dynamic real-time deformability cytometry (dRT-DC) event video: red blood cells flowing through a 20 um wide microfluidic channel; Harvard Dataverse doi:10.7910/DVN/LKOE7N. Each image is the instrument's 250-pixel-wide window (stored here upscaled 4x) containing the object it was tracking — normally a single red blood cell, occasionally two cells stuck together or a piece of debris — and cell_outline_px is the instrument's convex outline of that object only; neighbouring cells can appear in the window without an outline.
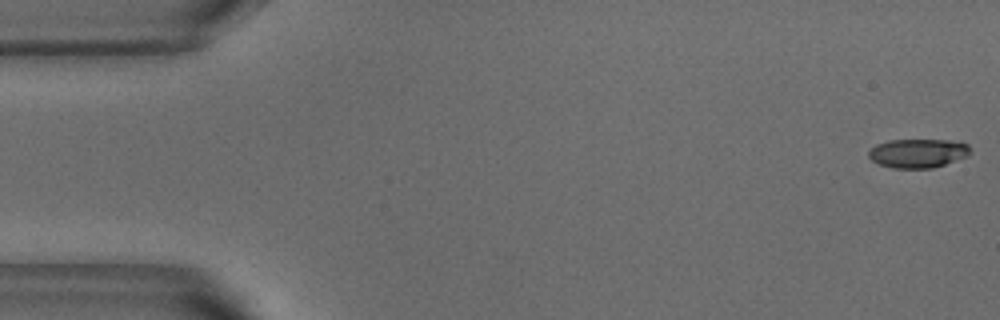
{"species": "common noctule bat (a hibernating species)", "species_latin": "Nyctalus noctula", "temperature_condition": "warm", "stored_images_in_passage": 53, "camera_frame_rate_fps": 3000, "um_per_image_px": 0.085, "animal": {"sex": "male", "body_mass_g": 18.8}, "frame": {"image": 1, "passage_image": 1, "time_ms": 0.0, "image_size_px": [1000, 320], "cell_outline_px": [[972, 152], [968, 156], [932, 168], [892, 168], [880, 164], [872, 160], [868, 156], [868, 152], [876, 144], [888, 140], [948, 140], [968, 144]], "centroid_in_image_um": [78.03, 13.02], "position_along_channel_um": 7.0, "area_um2": 17.11}}
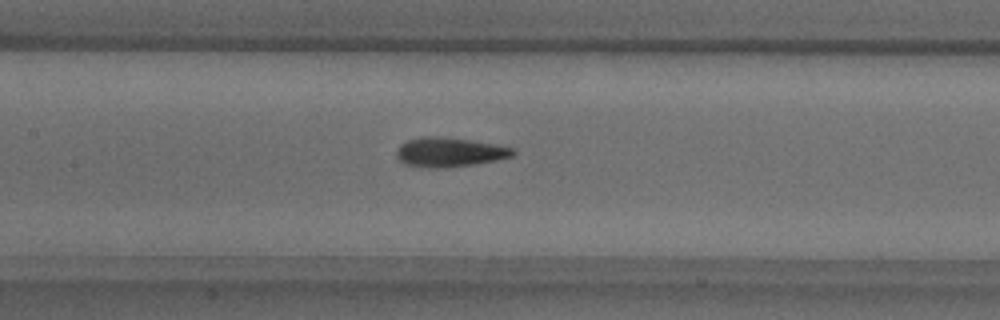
{"frame": {"image": 2, "passage_image": 24, "time_ms": 7.667, "image_size_px": [1000, 320], "cell_outline_px": [[516, 152], [512, 156], [496, 160], [472, 164], [444, 168], [424, 168], [404, 164], [396, 160], [396, 148], [400, 144], [408, 140], [420, 136], [432, 136], [468, 140], [516, 148]], "centroid_in_image_um": [38.13, 12.94], "position_along_channel_um": 169.3, "area_um2": 20.0}}
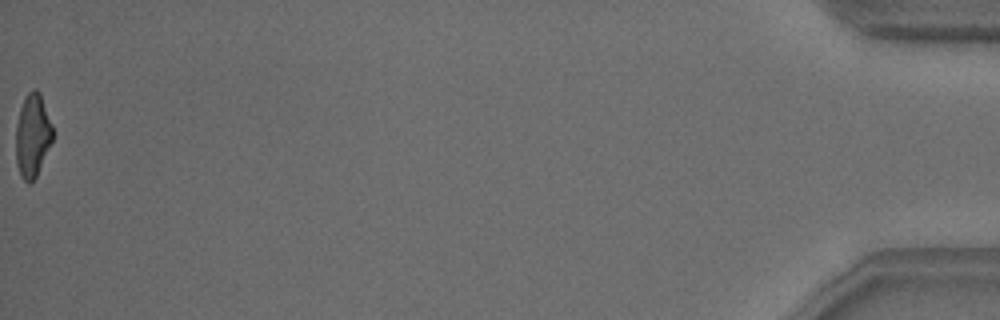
{"frame": {"image": 3, "passage_image": 53, "time_ms": 17.333, "image_size_px": [1000, 320], "cell_outline_px": [[52, 140], [36, 176], [28, 184], [20, 176], [16, 164], [16, 124], [20, 108], [28, 92], [32, 88], [36, 88], [40, 92], [52, 124]], "centroid_in_image_um": [2.75, 11.5], "position_along_channel_um": 432.4, "area_um2": 17.74}, "authors_computed_cell_mechanics": {"area_um2": 18.8428, "velocity_mm_per_s": 3.8069, "shape_relaxation_time_tau1_ms": 4.5106, "shape_relaxation_time_tau2_ms": 1.3661, "deformation_change_tau1": 0.1941, "deformation_change_tau2": 0.0886}}